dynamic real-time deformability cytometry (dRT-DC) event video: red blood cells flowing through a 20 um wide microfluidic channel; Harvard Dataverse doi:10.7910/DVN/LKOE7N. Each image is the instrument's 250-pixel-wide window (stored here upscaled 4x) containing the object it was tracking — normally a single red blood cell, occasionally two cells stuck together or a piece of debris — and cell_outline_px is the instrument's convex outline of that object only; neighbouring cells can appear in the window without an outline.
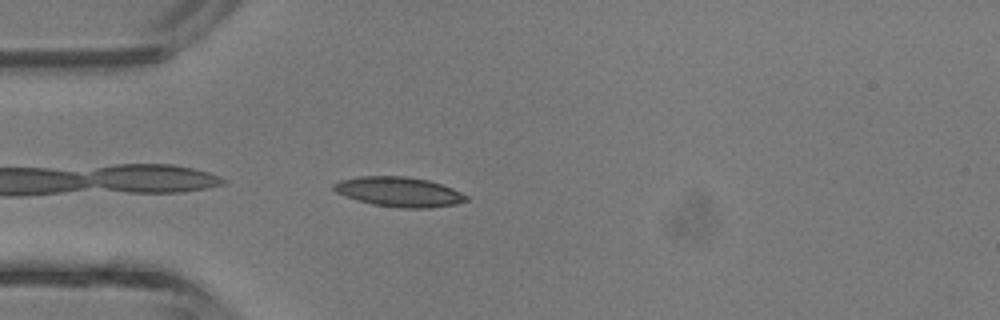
{"species": "common noctule bat (a hibernating species)", "species_latin": "Nyctalus noctula", "temperature_condition": "room temperature", "stored_images_in_passage": 31, "camera_frame_rate_fps": 3000, "um_per_image_px": 0.085, "animal": {"sex": "male", "body_mass_g": 13.3}, "frame": {"image": 1, "passage_image": 1, "time_ms": 0.0, "image_size_px": [1000, 320], "cell_outline_px": [[468, 200], [456, 204], [428, 208], [400, 208], [372, 204], [356, 200], [336, 192], [332, 188], [332, 184], [340, 180], [360, 176], [404, 176], [428, 180], [452, 188], [468, 196]], "centroid_in_image_um": [33.9, 16.31], "position_along_channel_um": 51.1, "area_um2": 22.95}}
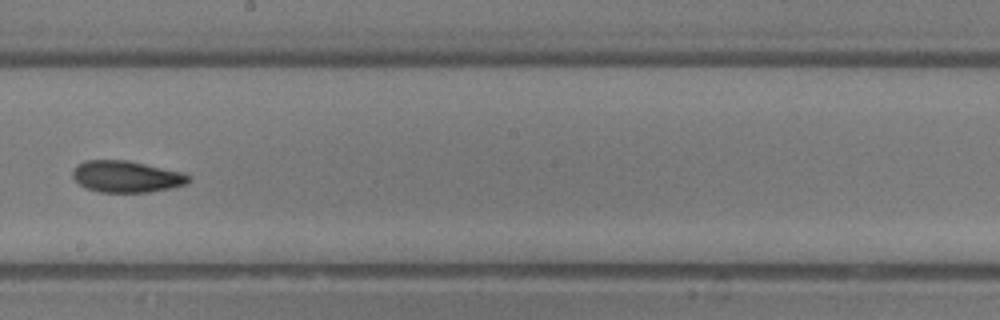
{"frame": {"image": 2, "passage_image": 13, "time_ms": 4.0, "image_size_px": [1000, 320], "cell_outline_px": [[192, 180], [188, 184], [172, 188], [148, 192], [100, 192], [84, 188], [72, 176], [72, 172], [76, 164], [84, 160], [128, 160], [180, 172], [192, 176]], "centroid_in_image_um": [10.75, 15.01], "position_along_channel_um": 237.5, "area_um2": 21.5}}
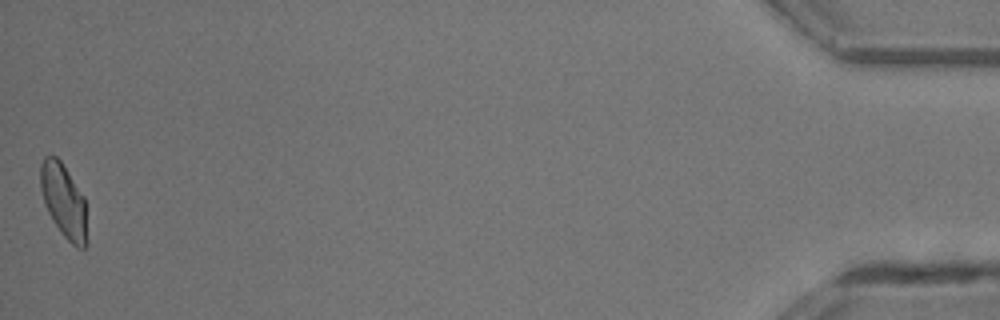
{"frame": {"image": 3, "passage_image": 31, "time_ms": 10.0, "image_size_px": [1000, 320], "cell_outline_px": [[88, 244], [84, 248], [76, 248], [60, 232], [52, 220], [44, 204], [40, 188], [40, 164], [44, 156], [56, 156], [60, 160], [84, 196], [88, 240]], "centroid_in_image_um": [5.42, 17.11], "position_along_channel_um": 429.8, "area_um2": 20.29}, "authors_computed_cell_mechanics": {"area_um2": 20.9236, "velocity_mm_per_s": 4.9088, "shape_relaxation_time_tau1_ms": 8.8363, "shape_relaxation_time_tau2_ms": 3.7075, "deformation_change_tau1": 0.2276, "deformation_change_tau2": 0.1036}}